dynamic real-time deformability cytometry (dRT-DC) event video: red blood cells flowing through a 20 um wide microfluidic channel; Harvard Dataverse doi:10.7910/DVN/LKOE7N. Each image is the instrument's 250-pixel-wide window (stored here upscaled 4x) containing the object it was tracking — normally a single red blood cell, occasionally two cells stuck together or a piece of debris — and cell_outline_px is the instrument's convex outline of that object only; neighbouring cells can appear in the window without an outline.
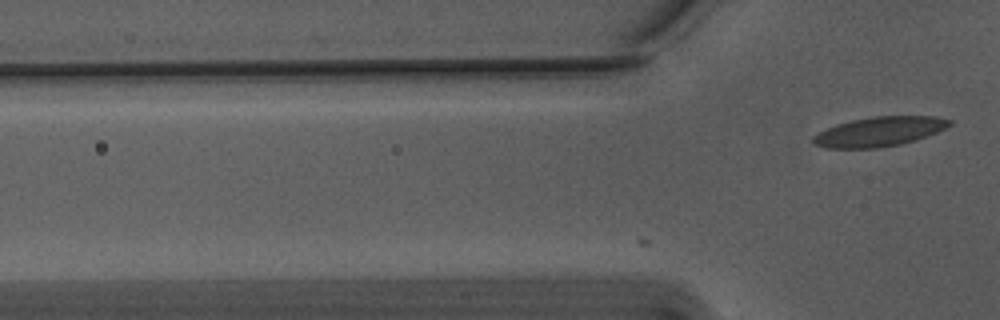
{"species": "Egyptian fruit bat (a non-hibernating species)", "species_latin": "Rousettus aegyptiacus", "temperature_condition": "warm", "stored_images_in_passage": 2, "camera_frame_rate_fps": 3000, "um_per_image_px": 0.085, "animal": {"sex": "male"}, "frame": {"image": 1, "passage_image": 2, "time_ms": 0.333, "image_size_px": [1000, 320], "cell_outline_px": [[952, 124], [936, 132], [900, 144], [876, 148], [824, 148], [816, 144], [812, 140], [812, 136], [836, 124], [852, 120], [876, 116], [932, 116], [952, 120]], "centroid_in_image_um": [74.71, 11.18], "position_along_channel_um": 51.1, "area_um2": 23.06}}